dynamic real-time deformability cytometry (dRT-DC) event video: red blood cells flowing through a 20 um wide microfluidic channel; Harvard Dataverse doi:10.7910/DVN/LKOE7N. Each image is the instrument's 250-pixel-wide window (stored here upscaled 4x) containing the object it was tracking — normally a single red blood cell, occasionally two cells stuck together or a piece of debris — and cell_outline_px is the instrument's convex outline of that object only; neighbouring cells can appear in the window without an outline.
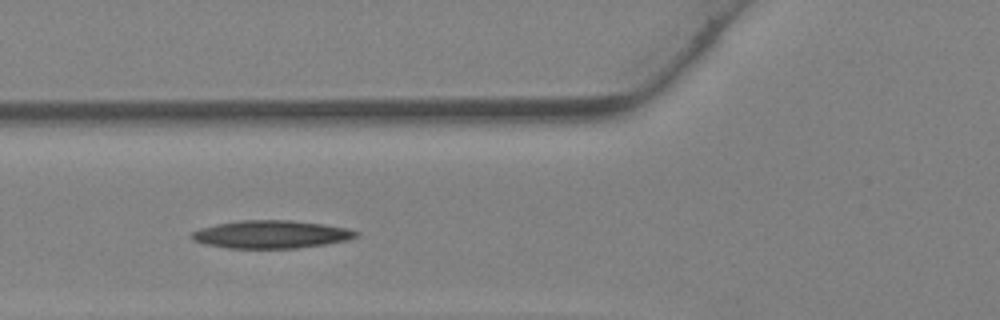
{"species": "Egyptian fruit bat (a non-hibernating species)", "species_latin": "Rousettus aegyptiacus", "temperature_condition": "warm", "stored_images_in_passage": 38, "camera_frame_rate_fps": 3000, "um_per_image_px": 0.085, "animal": {"sex": "female"}, "frame": {"image": 1, "passage_image": 15, "time_ms": 4.667, "image_size_px": [1000, 320], "cell_outline_px": [[360, 236], [348, 240], [324, 244], [296, 248], [228, 248], [208, 244], [192, 240], [188, 236], [192, 232], [200, 228], [216, 224], [240, 220], [288, 220], [324, 224], [348, 228], [360, 232]], "centroid_in_image_um": [23.06, 19.91], "position_along_channel_um": 102.7, "area_um2": 26.76}}
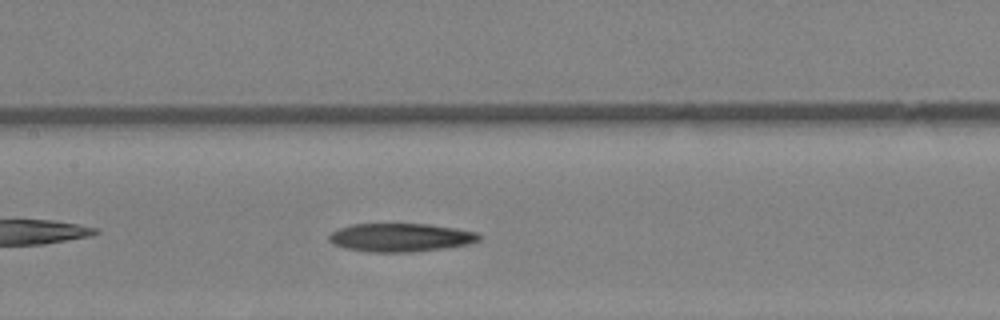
{"frame": {"image": 2, "passage_image": 19, "time_ms": 6.0, "image_size_px": [1000, 320], "cell_outline_px": [[480, 240], [468, 244], [444, 248], [412, 252], [368, 252], [344, 248], [332, 244], [328, 240], [328, 236], [332, 232], [340, 228], [352, 224], [428, 224], [456, 228], [480, 232]], "centroid_in_image_um": [34.05, 20.19], "position_along_channel_um": 173.4, "area_um2": 24.97}}
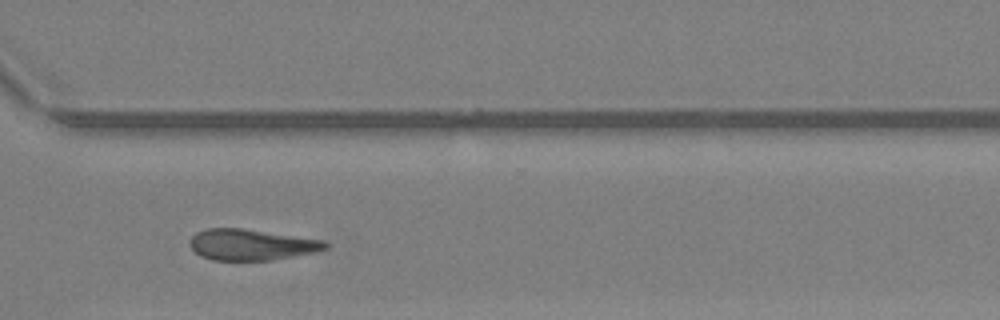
{"frame": {"image": 3, "passage_image": 29, "time_ms": 9.333, "image_size_px": [1000, 320], "cell_outline_px": [[328, 248], [316, 252], [272, 260], [212, 260], [200, 256], [188, 244], [188, 240], [196, 232], [204, 228], [244, 228], [328, 240]], "centroid_in_image_um": [21.38, 20.78], "position_along_channel_um": 349.2, "area_um2": 24.97}}